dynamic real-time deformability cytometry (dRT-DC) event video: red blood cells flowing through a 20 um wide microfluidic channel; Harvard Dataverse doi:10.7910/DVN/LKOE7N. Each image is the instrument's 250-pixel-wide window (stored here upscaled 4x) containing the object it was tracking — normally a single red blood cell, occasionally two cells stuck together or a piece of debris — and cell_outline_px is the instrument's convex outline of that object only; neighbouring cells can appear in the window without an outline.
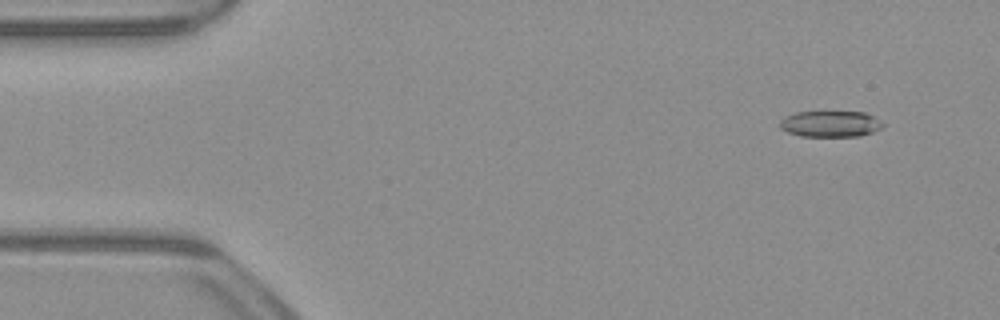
{"species": "common noctule bat (a hibernating species)", "species_latin": "Nyctalus noctula", "temperature_condition": "warm", "stored_images_in_passage": 52, "camera_frame_rate_fps": 3000, "um_per_image_px": 0.085, "animal": {"sex": "male", "body_mass_g": 23.1, "forearm_length_mm": 52.7}, "frame": {"image": 1, "passage_image": 4, "time_ms": 1.0, "image_size_px": [1000, 320], "cell_outline_px": [[884, 124], [880, 128], [872, 132], [860, 136], [800, 136], [788, 132], [780, 128], [780, 120], [784, 116], [796, 112], [864, 112], [880, 120]], "centroid_in_image_um": [70.56, 10.53], "position_along_channel_um": 14.4, "area_um2": 15.61}}
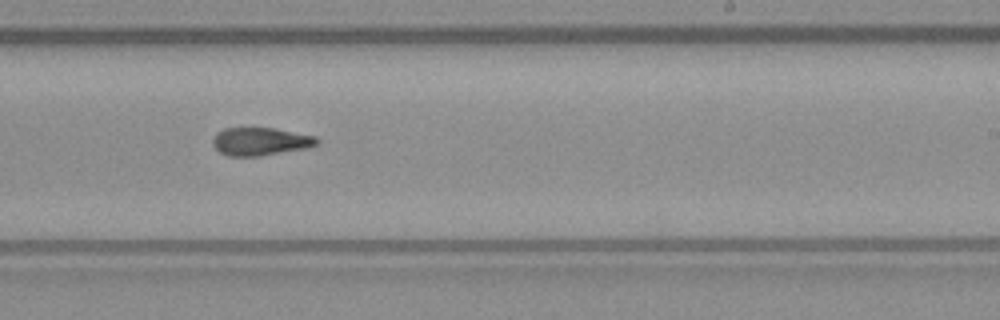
{"frame": {"image": 2, "passage_image": 31, "time_ms": 10.0, "image_size_px": [1000, 320], "cell_outline_px": [[320, 144], [308, 148], [260, 156], [228, 156], [220, 152], [212, 144], [212, 140], [216, 132], [224, 128], [276, 128], [316, 136], [320, 140]], "centroid_in_image_um": [22.17, 12.02], "position_along_channel_um": 266.8, "area_um2": 17.22}}
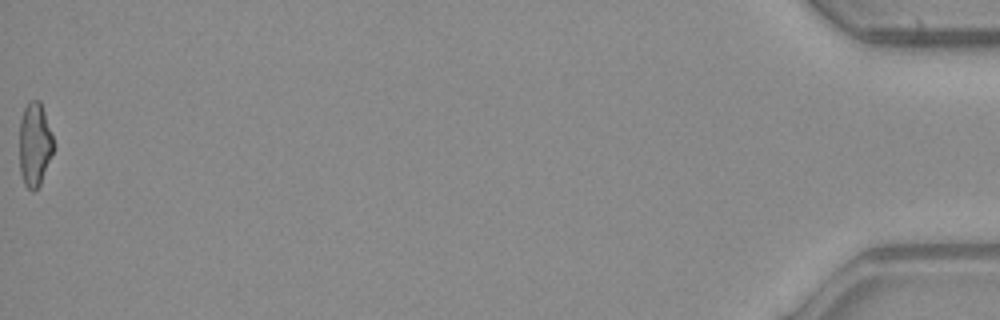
{"frame": {"image": 3, "passage_image": 52, "time_ms": 17.0, "image_size_px": [1000, 320], "cell_outline_px": [[56, 148], [40, 184], [32, 192], [24, 184], [20, 172], [20, 120], [24, 108], [28, 100], [40, 100]], "centroid_in_image_um": [2.96, 12.28], "position_along_channel_um": 432.2, "area_um2": 16.76}, "authors_computed_cell_mechanics": {"area_um2": 17.2533, "velocity_mm_per_s": 3.9765, "shape_relaxation_time_tau1_ms": null, "shape_relaxation_time_tau2_ms": 5.2566, "deformation_change_tau1": null, "deformation_change_tau2": 0.158}}